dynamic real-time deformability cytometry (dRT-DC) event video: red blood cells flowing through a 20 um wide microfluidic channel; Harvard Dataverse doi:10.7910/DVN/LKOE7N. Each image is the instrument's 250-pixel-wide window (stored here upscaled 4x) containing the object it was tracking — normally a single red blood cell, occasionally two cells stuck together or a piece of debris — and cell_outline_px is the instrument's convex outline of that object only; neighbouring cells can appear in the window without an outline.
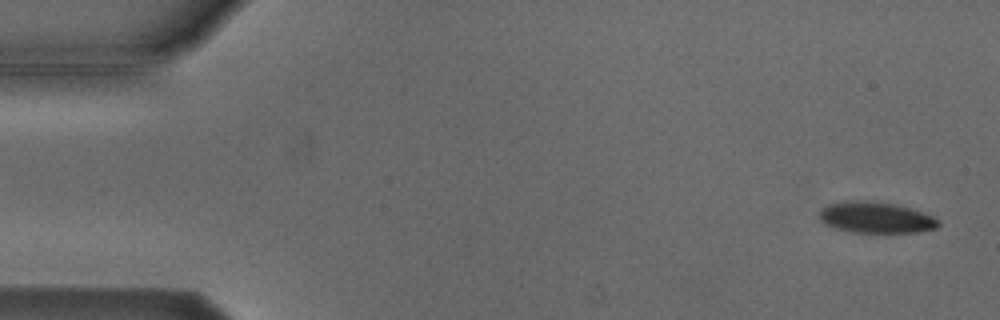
{"species": "Egyptian fruit bat (a non-hibernating species)", "species_latin": "Rousettus aegyptiacus", "temperature_condition": "cold", "stored_images_in_passage": 9, "camera_frame_rate_fps": 3000, "um_per_image_px": 0.085, "animal": {"sex": "male"}, "frame": {"image": 1, "passage_image": 1, "time_ms": 0.0, "image_size_px": [1000, 320], "cell_outline_px": [[940, 224], [936, 228], [916, 232], [852, 232], [836, 228], [824, 224], [820, 220], [820, 208], [828, 204], [844, 200], [872, 200], [896, 204], [932, 216], [940, 220]], "centroid_in_image_um": [74.4, 18.47], "position_along_channel_um": 10.6, "area_um2": 21.68}}
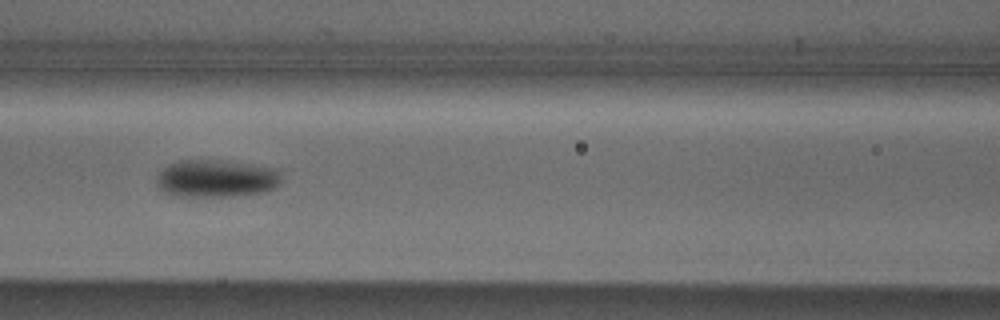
{"frame": {"image": 2, "passage_image": 7, "time_ms": 7.0, "image_size_px": [1000, 320], "cell_outline_px": [[280, 184], [276, 188], [264, 192], [232, 196], [176, 196], [164, 192], [156, 184], [156, 180], [160, 172], [168, 164], [180, 160], [208, 160], [248, 164], [276, 168], [280, 172]], "centroid_in_image_um": [18.38, 15.18], "position_along_channel_um": 148.2, "area_um2": 27.17}}
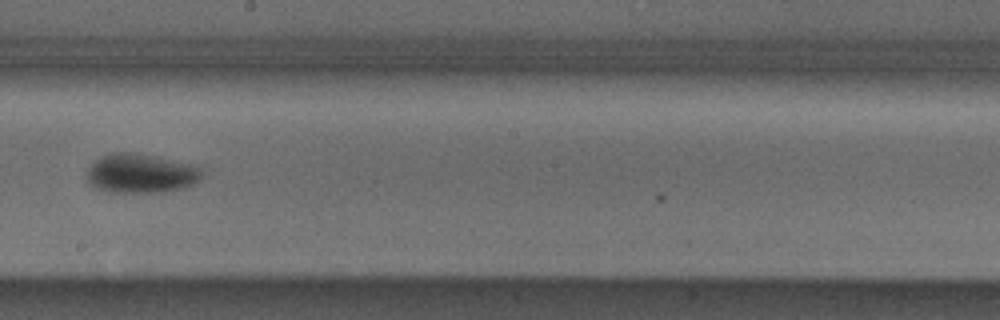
{"frame": {"image": 3, "passage_image": 9, "time_ms": 9.333, "image_size_px": [1000, 320], "cell_outline_px": [[204, 172], [200, 180], [184, 188], [164, 192], [108, 192], [92, 188], [84, 176], [88, 168], [100, 156], [108, 152], [136, 152], [192, 164], [200, 168]], "centroid_in_image_um": [11.93, 14.74], "position_along_channel_um": 236.3, "area_um2": 26.88}}